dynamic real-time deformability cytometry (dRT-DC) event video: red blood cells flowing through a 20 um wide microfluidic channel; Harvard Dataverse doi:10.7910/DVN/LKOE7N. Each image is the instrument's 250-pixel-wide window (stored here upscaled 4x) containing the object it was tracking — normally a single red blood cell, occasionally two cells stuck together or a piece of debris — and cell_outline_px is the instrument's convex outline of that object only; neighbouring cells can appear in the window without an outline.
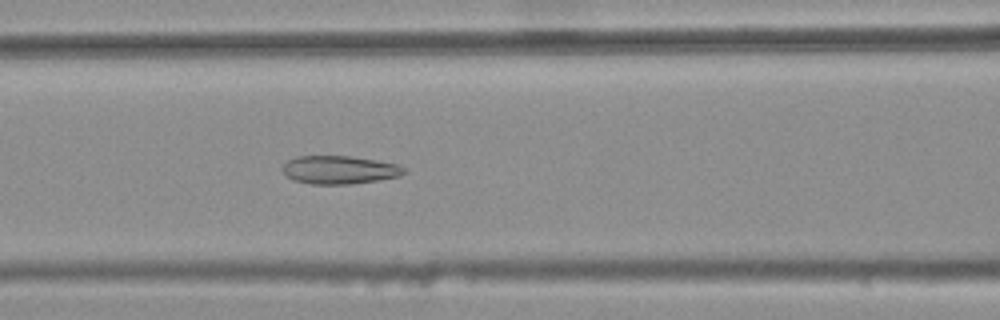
{"species": "common noctule bat (a hibernating species)", "species_latin": "Nyctalus noctula", "temperature_condition": "warm", "stored_images_in_passage": 46, "camera_frame_rate_fps": 3000, "um_per_image_px": 0.085, "animal": {"sex": "female", "body_mass_g": 25.1}, "frame": {"image": 1, "passage_image": 22, "time_ms": 7.0, "image_size_px": [1000, 320], "cell_outline_px": [[408, 172], [400, 176], [380, 180], [348, 184], [312, 184], [292, 180], [284, 176], [284, 164], [288, 160], [296, 156], [352, 156], [376, 160], [396, 164], [404, 168]], "centroid_in_image_um": [28.85, 14.44], "position_along_channel_um": 137.7, "area_um2": 20.06}}
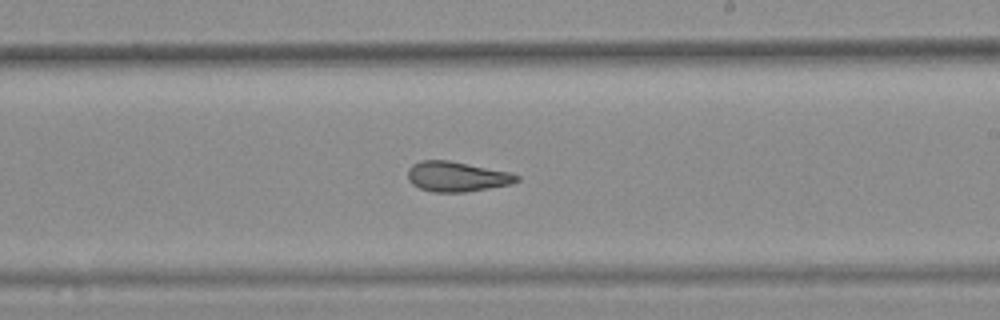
{"frame": {"image": 2, "passage_image": 31, "time_ms": 10.0, "image_size_px": [1000, 320], "cell_outline_px": [[520, 180], [512, 184], [464, 192], [432, 192], [420, 188], [412, 184], [408, 180], [408, 168], [412, 164], [420, 160], [448, 160], [512, 172], [520, 176]], "centroid_in_image_um": [38.84, 15.0], "position_along_channel_um": 250.2, "area_um2": 19.25}}
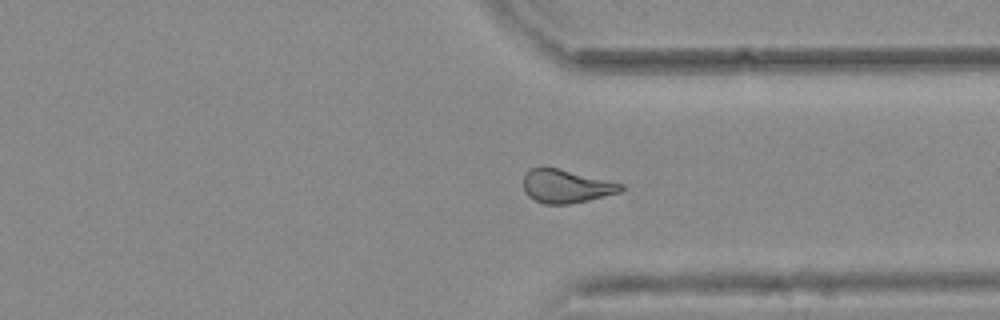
{"frame": {"image": 3, "passage_image": 40, "time_ms": 13.0, "image_size_px": [1000, 320], "cell_outline_px": [[624, 188], [620, 192], [588, 200], [568, 204], [544, 204], [528, 196], [524, 192], [524, 176], [532, 168], [540, 164], [544, 164], [624, 184]], "centroid_in_image_um": [48.09, 15.79], "position_along_channel_um": 363.3, "area_um2": 19.25}, "authors_computed_cell_mechanics": {"area_um2": 19.8254, "velocity_mm_per_s": 3.7548, "shape_relaxation_time_tau1_ms": null, "shape_relaxation_time_tau2_ms": 2.3534, "deformation_change_tau1": null, "deformation_change_tau2": 0.1105}}